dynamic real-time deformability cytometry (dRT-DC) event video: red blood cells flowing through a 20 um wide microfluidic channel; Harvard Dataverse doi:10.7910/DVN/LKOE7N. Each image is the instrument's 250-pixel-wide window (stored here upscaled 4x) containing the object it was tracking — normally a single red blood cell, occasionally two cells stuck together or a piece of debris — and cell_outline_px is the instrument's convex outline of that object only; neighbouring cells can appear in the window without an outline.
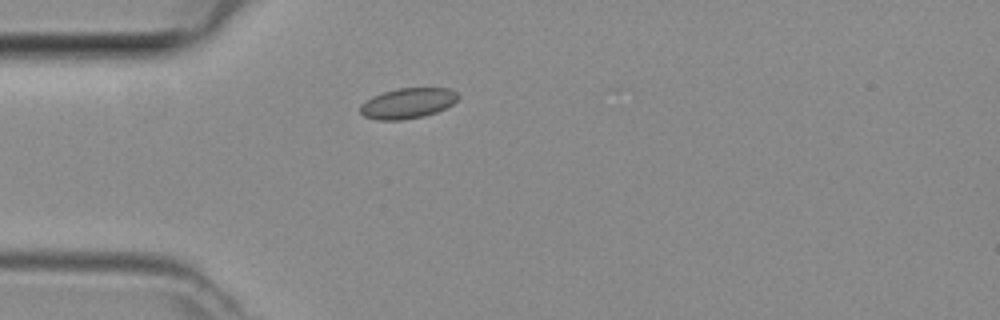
{"species": "common noctule bat (a hibernating species)", "species_latin": "Nyctalus noctula", "temperature_condition": "room temperature", "stored_images_in_passage": 3, "camera_frame_rate_fps": 3000, "um_per_image_px": 0.085, "animal": {"sex": "female", "body_mass_g": 29.2, "forearm_length_mm": 56.3}, "frame": {"image": 1, "passage_image": 3, "time_ms": 0.667, "image_size_px": [1000, 320], "cell_outline_px": [[460, 96], [452, 104], [436, 112], [424, 116], [400, 120], [376, 120], [364, 116], [360, 112], [360, 104], [364, 100], [372, 96], [396, 88], [448, 88], [456, 92]], "centroid_in_image_um": [34.62, 8.77], "position_along_channel_um": 50.4, "area_um2": 17.4}}